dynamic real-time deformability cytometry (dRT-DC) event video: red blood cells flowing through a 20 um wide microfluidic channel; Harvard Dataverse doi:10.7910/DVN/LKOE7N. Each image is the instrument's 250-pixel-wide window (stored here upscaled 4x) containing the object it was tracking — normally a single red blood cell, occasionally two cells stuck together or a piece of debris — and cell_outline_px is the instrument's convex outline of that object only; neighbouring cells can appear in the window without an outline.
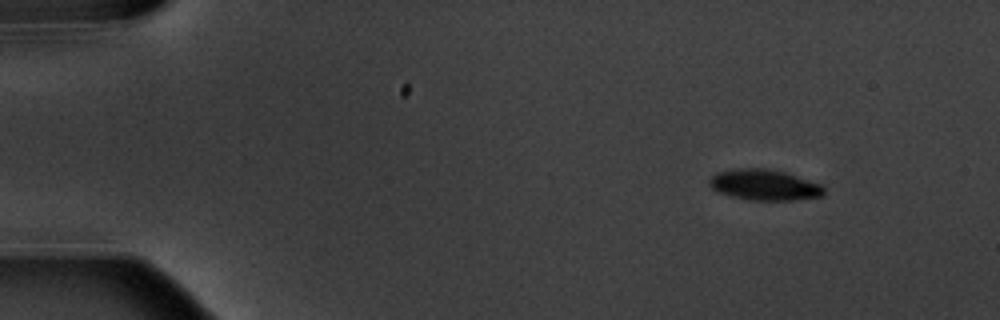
{"species": "common noctule bat (a hibernating species)", "species_latin": "Nyctalus noctula", "temperature_condition": "warm", "stored_images_in_passage": 5, "camera_frame_rate_fps": 3000, "um_per_image_px": 0.085, "animal": {"sex": "male", "body_mass_g": 20.1, "forearm_length_mm": 53.5}, "frame": {"image": 1, "passage_image": 1, "time_ms": 0.0, "image_size_px": [1000, 320], "cell_outline_px": [[824, 196], [792, 200], [752, 200], [732, 196], [720, 192], [712, 188], [708, 184], [708, 180], [716, 172], [740, 168], [768, 168], [784, 172], [820, 184], [824, 188]], "centroid_in_image_um": [64.96, 15.71], "position_along_channel_um": 20.0, "area_um2": 20.4}}